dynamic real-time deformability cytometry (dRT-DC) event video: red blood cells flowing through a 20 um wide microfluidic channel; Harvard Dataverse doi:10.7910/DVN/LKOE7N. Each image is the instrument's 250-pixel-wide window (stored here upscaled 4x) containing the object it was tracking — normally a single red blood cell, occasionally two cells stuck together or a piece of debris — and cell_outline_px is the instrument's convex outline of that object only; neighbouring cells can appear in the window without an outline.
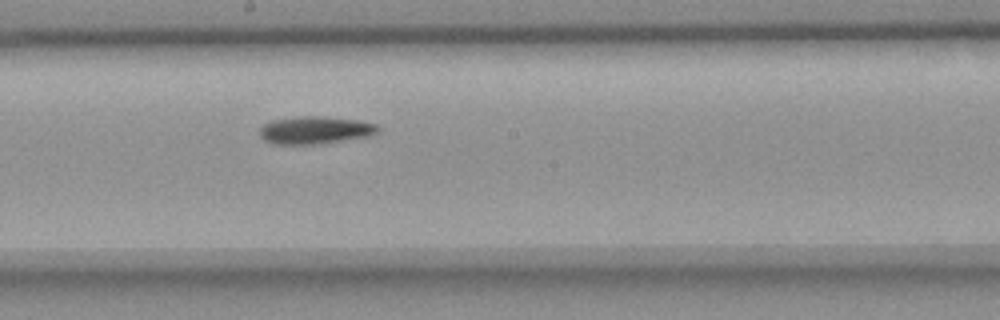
{"species": "common noctule bat (a hibernating species)", "species_latin": "Nyctalus noctula", "temperature_condition": "room temperature", "stored_images_in_passage": 8, "camera_frame_rate_fps": 3000, "um_per_image_px": 0.085, "animal": {"sex": "female", "body_mass_g": 18.4}, "frame": {"image": 1, "passage_image": 8, "time_ms": 9.667, "image_size_px": [1000, 320], "cell_outline_px": [[380, 128], [372, 136], [312, 144], [276, 144], [264, 140], [260, 136], [260, 128], [264, 124], [272, 120], [296, 116], [324, 116], [360, 120], [376, 124]], "centroid_in_image_um": [26.79, 11.04], "position_along_channel_um": 221.4, "area_um2": 19.02}}